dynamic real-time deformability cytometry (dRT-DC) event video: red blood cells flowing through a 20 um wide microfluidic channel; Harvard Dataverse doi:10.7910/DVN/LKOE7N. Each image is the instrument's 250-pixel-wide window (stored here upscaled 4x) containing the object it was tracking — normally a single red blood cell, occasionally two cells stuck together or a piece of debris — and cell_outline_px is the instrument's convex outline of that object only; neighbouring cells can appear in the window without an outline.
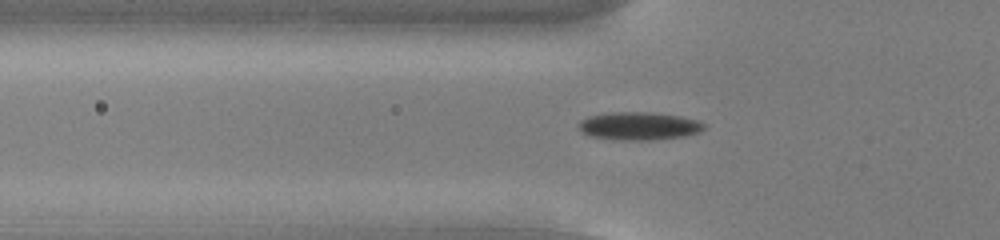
{"species": "common noctule bat (a hibernating species)", "species_latin": "Nyctalus noctula", "temperature_condition": "cold", "stored_images_in_passage": 55, "camera_frame_rate_fps": 3000, "um_per_image_px": 0.085, "animal": {"sex": "male", "body_mass_g": 13.0, "forearm_length_mm": 53.1}, "frame": {"image": 1, "passage_image": 19, "time_ms": 6.0, "image_size_px": [1000, 240], "cell_outline_px": [[704, 128], [700, 132], [684, 136], [656, 140], [612, 140], [588, 136], [576, 124], [580, 120], [588, 116], [612, 112], [652, 112], [680, 116], [700, 120], [704, 124]], "centroid_in_image_um": [54.3, 10.71], "position_along_channel_um": 71.5, "area_um2": 20.75}}
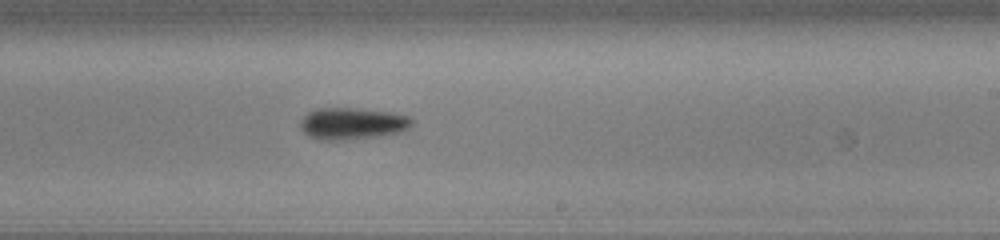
{"frame": {"image": 2, "passage_image": 34, "time_ms": 11.0, "image_size_px": [1000, 240], "cell_outline_px": [[416, 120], [408, 128], [400, 132], [384, 136], [336, 140], [320, 140], [308, 136], [300, 128], [300, 120], [308, 112], [316, 108], [356, 108], [388, 112], [408, 116]], "centroid_in_image_um": [29.94, 10.5], "position_along_channel_um": 259.1, "area_um2": 20.81}}
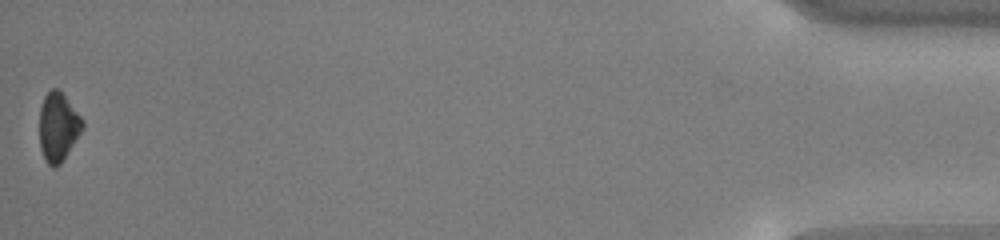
{"frame": {"image": 3, "passage_image": 55, "time_ms": 18.0, "image_size_px": [1000, 240], "cell_outline_px": [[84, 128], [60, 164], [56, 168], [52, 168], [44, 160], [40, 148], [40, 108], [44, 96], [52, 88], [56, 88], [64, 96], [84, 120]], "centroid_in_image_um": [4.94, 10.82], "position_along_channel_um": 430.3, "area_um2": 17.17}, "authors_computed_cell_mechanics": {"area_um2": 18.785, "velocity_mm_per_s": 3.7636, "shape_relaxation_time_tau1_ms": 1.9624, "shape_relaxation_time_tau2_ms": null, "deformation_change_tau1": 0.0964, "deformation_change_tau2": null}}